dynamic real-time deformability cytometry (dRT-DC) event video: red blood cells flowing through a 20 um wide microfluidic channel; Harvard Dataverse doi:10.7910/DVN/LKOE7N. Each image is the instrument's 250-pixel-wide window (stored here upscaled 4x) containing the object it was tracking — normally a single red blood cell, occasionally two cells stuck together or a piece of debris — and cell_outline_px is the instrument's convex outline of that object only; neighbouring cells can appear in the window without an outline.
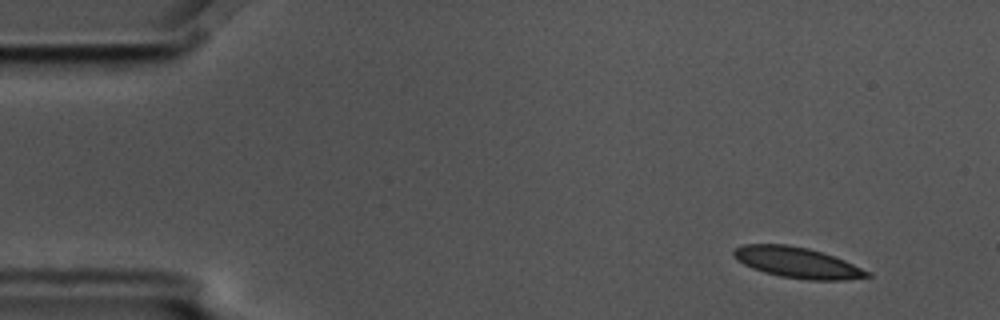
{"species": "common noctule bat (a hibernating species)", "species_latin": "Nyctalus noctula", "temperature_condition": "cold", "stored_images_in_passage": 4, "camera_frame_rate_fps": 3000, "um_per_image_px": 0.085, "animal": {"sex": "male", "body_mass_g": 17.5, "forearm_length_mm": 52.3}, "frame": {"image": 1, "passage_image": 1, "time_ms": 0.0, "image_size_px": [1000, 320], "cell_outline_px": [[872, 276], [844, 280], [808, 280], [780, 276], [764, 272], [752, 268], [736, 260], [732, 256], [732, 248], [744, 244], [788, 244], [808, 248], [844, 260], [872, 272]], "centroid_in_image_um": [67.74, 22.31], "position_along_channel_um": 17.3, "area_um2": 24.04}}